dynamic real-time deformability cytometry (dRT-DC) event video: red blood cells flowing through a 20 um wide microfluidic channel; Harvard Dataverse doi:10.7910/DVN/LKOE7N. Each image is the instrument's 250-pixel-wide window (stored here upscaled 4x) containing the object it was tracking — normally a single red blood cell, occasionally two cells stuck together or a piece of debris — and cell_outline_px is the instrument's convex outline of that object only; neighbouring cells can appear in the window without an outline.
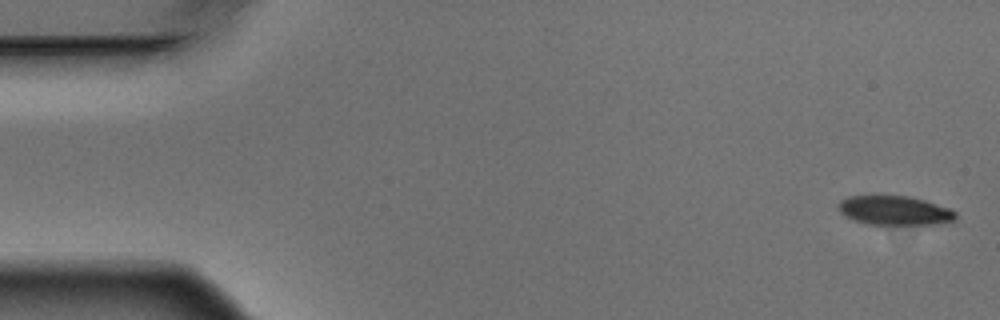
{"species": "Egyptian fruit bat (a non-hibernating species)", "species_latin": "Rousettus aegyptiacus", "temperature_condition": "warm", "stored_images_in_passage": 4, "camera_frame_rate_fps": 3000, "um_per_image_px": 0.085, "animal": {"sex": "male"}, "frame": {"image": 1, "passage_image": 1, "time_ms": 0.0, "image_size_px": [1000, 320], "cell_outline_px": [[956, 220], [932, 224], [868, 224], [852, 220], [844, 216], [840, 212], [836, 204], [840, 200], [848, 196], [908, 196], [924, 200], [948, 208], [956, 212]], "centroid_in_image_um": [75.98, 17.89], "position_along_channel_um": 9.0, "area_um2": 19.88}}